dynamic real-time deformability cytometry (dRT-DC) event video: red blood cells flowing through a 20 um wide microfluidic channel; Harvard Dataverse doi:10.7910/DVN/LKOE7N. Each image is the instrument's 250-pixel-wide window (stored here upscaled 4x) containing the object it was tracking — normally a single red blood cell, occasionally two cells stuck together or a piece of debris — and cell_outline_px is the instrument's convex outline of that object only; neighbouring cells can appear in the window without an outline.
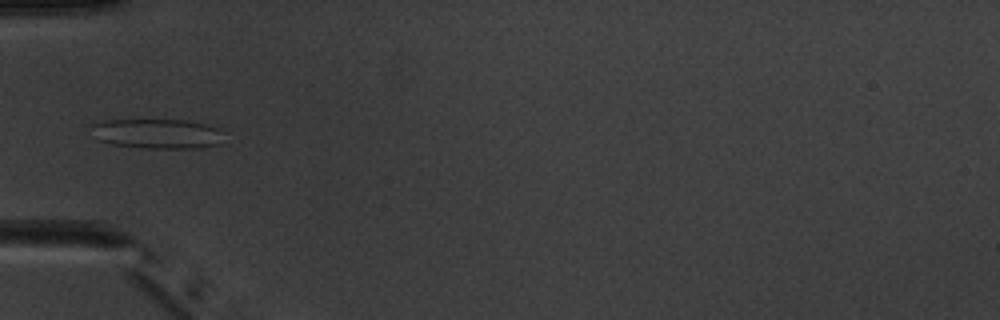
{"species": "common noctule bat (a hibernating species)", "species_latin": "Nyctalus noctula", "temperature_condition": "warm", "stored_images_in_passage": 4, "camera_frame_rate_fps": 3000, "um_per_image_px": 0.085, "animal": {"sex": "male", "body_mass_g": 20.1, "forearm_length_mm": 53.5}, "frame": {"image": 1, "passage_image": 4, "time_ms": 4.667, "image_size_px": [1000, 320], "cell_outline_px": [[224, 132], [220, 144], [200, 148], [144, 148], [112, 144], [96, 140], [88, 124], [104, 120], [188, 120], [220, 128]], "centroid_in_image_um": [13.34, 11.36], "position_along_channel_um": 71.7, "area_um2": 23.41}}